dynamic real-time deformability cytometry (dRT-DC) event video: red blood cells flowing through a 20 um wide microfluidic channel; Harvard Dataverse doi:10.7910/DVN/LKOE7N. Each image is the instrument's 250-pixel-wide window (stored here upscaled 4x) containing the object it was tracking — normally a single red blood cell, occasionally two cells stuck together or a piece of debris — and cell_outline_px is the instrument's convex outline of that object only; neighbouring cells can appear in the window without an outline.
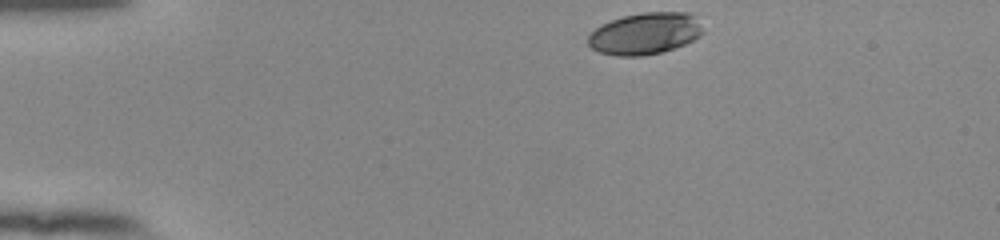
{"species": "human", "species_latin": "Homo sapiens", "temperature_condition": "room temperature", "stored_images_in_passage": 44, "camera_frame_rate_fps": 3000, "um_per_image_px": 0.085, "donor": {"sex": "female"}, "frame": {"image": 1, "passage_image": 1, "time_ms": 0.0, "image_size_px": [1000, 240], "cell_outline_px": [[700, 36], [684, 44], [660, 52], [640, 56], [616, 56], [600, 52], [592, 48], [588, 44], [588, 36], [596, 28], [612, 20], [624, 16], [644, 12], [688, 12], [692, 16], [700, 28]], "centroid_in_image_um": [54.77, 2.86], "position_along_channel_um": 30.2, "area_um2": 27.22}}
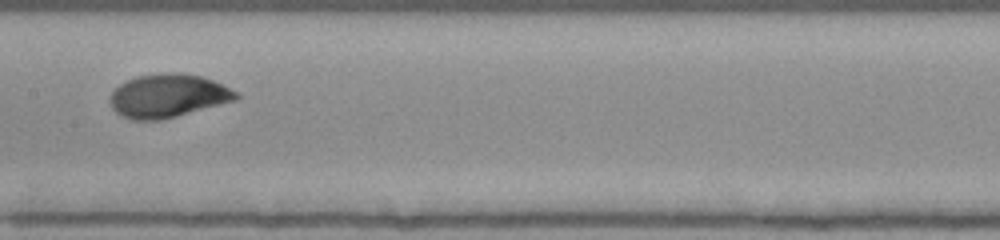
{"frame": {"image": 2, "passage_image": 19, "time_ms": 6.0, "image_size_px": [1000, 240], "cell_outline_px": [[240, 96], [236, 100], [176, 116], [160, 120], [132, 120], [120, 116], [112, 108], [108, 100], [112, 92], [120, 84], [136, 76], [168, 72], [176, 72], [200, 76], [212, 80], [236, 92]], "centroid_in_image_um": [14.23, 8.15], "position_along_channel_um": 193.2, "area_um2": 31.67}}
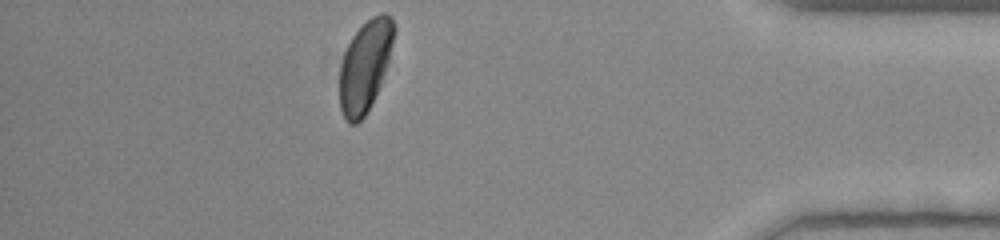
{"frame": {"image": 3, "passage_image": 38, "time_ms": 12.333, "image_size_px": [1000, 240], "cell_outline_px": [[396, 28], [388, 60], [380, 84], [364, 116], [356, 124], [348, 124], [340, 108], [340, 64], [344, 52], [352, 36], [372, 16], [384, 12], [392, 16]], "centroid_in_image_um": [31.02, 5.57], "position_along_channel_um": 404.2, "area_um2": 28.44}, "authors_computed_cell_mechanics": {"area_um2": 30.5762, "velocity_mm_per_s": 3.919, "shape_relaxation_time_tau1_ms": 3.1173, "shape_relaxation_time_tau2_ms": null, "deformation_change_tau1": 0.136, "deformation_change_tau2": null}}